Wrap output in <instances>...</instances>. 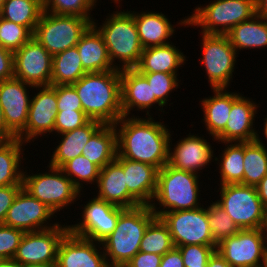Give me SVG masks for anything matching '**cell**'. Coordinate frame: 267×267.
<instances>
[{
	"instance_id": "obj_36",
	"label": "cell",
	"mask_w": 267,
	"mask_h": 267,
	"mask_svg": "<svg viewBox=\"0 0 267 267\" xmlns=\"http://www.w3.org/2000/svg\"><path fill=\"white\" fill-rule=\"evenodd\" d=\"M243 184L256 187L267 175V146L258 140L244 142Z\"/></svg>"
},
{
	"instance_id": "obj_29",
	"label": "cell",
	"mask_w": 267,
	"mask_h": 267,
	"mask_svg": "<svg viewBox=\"0 0 267 267\" xmlns=\"http://www.w3.org/2000/svg\"><path fill=\"white\" fill-rule=\"evenodd\" d=\"M102 125L101 122L90 120L82 127L75 130L62 133L58 136L60 140L57 141L59 145L53 149L50 161L48 164L53 167L61 168L67 161L82 155V149L90 139L91 135Z\"/></svg>"
},
{
	"instance_id": "obj_8",
	"label": "cell",
	"mask_w": 267,
	"mask_h": 267,
	"mask_svg": "<svg viewBox=\"0 0 267 267\" xmlns=\"http://www.w3.org/2000/svg\"><path fill=\"white\" fill-rule=\"evenodd\" d=\"M218 186L216 192H220V199L218 196L215 202L226 211L240 230L265 228L266 210L256 187L241 183Z\"/></svg>"
},
{
	"instance_id": "obj_61",
	"label": "cell",
	"mask_w": 267,
	"mask_h": 267,
	"mask_svg": "<svg viewBox=\"0 0 267 267\" xmlns=\"http://www.w3.org/2000/svg\"><path fill=\"white\" fill-rule=\"evenodd\" d=\"M104 267H117V266H114V265H112V264H106Z\"/></svg>"
},
{
	"instance_id": "obj_35",
	"label": "cell",
	"mask_w": 267,
	"mask_h": 267,
	"mask_svg": "<svg viewBox=\"0 0 267 267\" xmlns=\"http://www.w3.org/2000/svg\"><path fill=\"white\" fill-rule=\"evenodd\" d=\"M1 11V18L27 27L34 33L43 13L42 0H6Z\"/></svg>"
},
{
	"instance_id": "obj_45",
	"label": "cell",
	"mask_w": 267,
	"mask_h": 267,
	"mask_svg": "<svg viewBox=\"0 0 267 267\" xmlns=\"http://www.w3.org/2000/svg\"><path fill=\"white\" fill-rule=\"evenodd\" d=\"M25 232L18 228L0 225V259H12Z\"/></svg>"
},
{
	"instance_id": "obj_3",
	"label": "cell",
	"mask_w": 267,
	"mask_h": 267,
	"mask_svg": "<svg viewBox=\"0 0 267 267\" xmlns=\"http://www.w3.org/2000/svg\"><path fill=\"white\" fill-rule=\"evenodd\" d=\"M201 175L176 169L168 163L158 170L157 190L150 205L156 217L163 213L202 207ZM202 198V199H200ZM159 205V206H158Z\"/></svg>"
},
{
	"instance_id": "obj_21",
	"label": "cell",
	"mask_w": 267,
	"mask_h": 267,
	"mask_svg": "<svg viewBox=\"0 0 267 267\" xmlns=\"http://www.w3.org/2000/svg\"><path fill=\"white\" fill-rule=\"evenodd\" d=\"M120 81L123 116H135V113H131L135 109L137 112H145V115L150 117L153 115L150 113L153 107L158 108L157 111L165 112V108L156 97H152L151 85L136 69L120 70Z\"/></svg>"
},
{
	"instance_id": "obj_1",
	"label": "cell",
	"mask_w": 267,
	"mask_h": 267,
	"mask_svg": "<svg viewBox=\"0 0 267 267\" xmlns=\"http://www.w3.org/2000/svg\"><path fill=\"white\" fill-rule=\"evenodd\" d=\"M161 121L153 116H123L114 124L117 154L161 169L168 163L170 137L174 132Z\"/></svg>"
},
{
	"instance_id": "obj_2",
	"label": "cell",
	"mask_w": 267,
	"mask_h": 267,
	"mask_svg": "<svg viewBox=\"0 0 267 267\" xmlns=\"http://www.w3.org/2000/svg\"><path fill=\"white\" fill-rule=\"evenodd\" d=\"M72 85L91 120L114 125L123 117L120 70L86 73Z\"/></svg>"
},
{
	"instance_id": "obj_32",
	"label": "cell",
	"mask_w": 267,
	"mask_h": 267,
	"mask_svg": "<svg viewBox=\"0 0 267 267\" xmlns=\"http://www.w3.org/2000/svg\"><path fill=\"white\" fill-rule=\"evenodd\" d=\"M117 154V131L114 125L102 124L82 149V155L102 169Z\"/></svg>"
},
{
	"instance_id": "obj_40",
	"label": "cell",
	"mask_w": 267,
	"mask_h": 267,
	"mask_svg": "<svg viewBox=\"0 0 267 267\" xmlns=\"http://www.w3.org/2000/svg\"><path fill=\"white\" fill-rule=\"evenodd\" d=\"M43 10L52 14L92 18L97 0H42Z\"/></svg>"
},
{
	"instance_id": "obj_33",
	"label": "cell",
	"mask_w": 267,
	"mask_h": 267,
	"mask_svg": "<svg viewBox=\"0 0 267 267\" xmlns=\"http://www.w3.org/2000/svg\"><path fill=\"white\" fill-rule=\"evenodd\" d=\"M224 143L221 154L214 155V162L218 165L220 184H243L244 178V142H216ZM219 156V158H218ZM221 160V161H220Z\"/></svg>"
},
{
	"instance_id": "obj_56",
	"label": "cell",
	"mask_w": 267,
	"mask_h": 267,
	"mask_svg": "<svg viewBox=\"0 0 267 267\" xmlns=\"http://www.w3.org/2000/svg\"><path fill=\"white\" fill-rule=\"evenodd\" d=\"M263 121L265 122H263L264 123L263 129H261L263 132L261 134L262 136L264 135L266 143L260 138L261 136L259 134L257 140L267 146V115L265 116V118H263Z\"/></svg>"
},
{
	"instance_id": "obj_58",
	"label": "cell",
	"mask_w": 267,
	"mask_h": 267,
	"mask_svg": "<svg viewBox=\"0 0 267 267\" xmlns=\"http://www.w3.org/2000/svg\"><path fill=\"white\" fill-rule=\"evenodd\" d=\"M260 267H267V253L264 256V258L260 264Z\"/></svg>"
},
{
	"instance_id": "obj_57",
	"label": "cell",
	"mask_w": 267,
	"mask_h": 267,
	"mask_svg": "<svg viewBox=\"0 0 267 267\" xmlns=\"http://www.w3.org/2000/svg\"><path fill=\"white\" fill-rule=\"evenodd\" d=\"M23 267H57L56 264H29Z\"/></svg>"
},
{
	"instance_id": "obj_44",
	"label": "cell",
	"mask_w": 267,
	"mask_h": 267,
	"mask_svg": "<svg viewBox=\"0 0 267 267\" xmlns=\"http://www.w3.org/2000/svg\"><path fill=\"white\" fill-rule=\"evenodd\" d=\"M91 119L84 111H57L54 133H66L87 124Z\"/></svg>"
},
{
	"instance_id": "obj_53",
	"label": "cell",
	"mask_w": 267,
	"mask_h": 267,
	"mask_svg": "<svg viewBox=\"0 0 267 267\" xmlns=\"http://www.w3.org/2000/svg\"><path fill=\"white\" fill-rule=\"evenodd\" d=\"M258 196L263 203L265 210L267 211V175L256 186Z\"/></svg>"
},
{
	"instance_id": "obj_41",
	"label": "cell",
	"mask_w": 267,
	"mask_h": 267,
	"mask_svg": "<svg viewBox=\"0 0 267 267\" xmlns=\"http://www.w3.org/2000/svg\"><path fill=\"white\" fill-rule=\"evenodd\" d=\"M152 89V97H156V100L164 107H167L168 102L170 101V95L172 91L178 87L181 82V79H178L179 74H167L163 72L155 73H141ZM169 98V99H168Z\"/></svg>"
},
{
	"instance_id": "obj_42",
	"label": "cell",
	"mask_w": 267,
	"mask_h": 267,
	"mask_svg": "<svg viewBox=\"0 0 267 267\" xmlns=\"http://www.w3.org/2000/svg\"><path fill=\"white\" fill-rule=\"evenodd\" d=\"M32 37L27 27L0 18V46L6 50L14 53Z\"/></svg>"
},
{
	"instance_id": "obj_28",
	"label": "cell",
	"mask_w": 267,
	"mask_h": 267,
	"mask_svg": "<svg viewBox=\"0 0 267 267\" xmlns=\"http://www.w3.org/2000/svg\"><path fill=\"white\" fill-rule=\"evenodd\" d=\"M82 66L87 73L115 70L104 39L98 29L91 24L76 45Z\"/></svg>"
},
{
	"instance_id": "obj_31",
	"label": "cell",
	"mask_w": 267,
	"mask_h": 267,
	"mask_svg": "<svg viewBox=\"0 0 267 267\" xmlns=\"http://www.w3.org/2000/svg\"><path fill=\"white\" fill-rule=\"evenodd\" d=\"M26 145L19 138L0 141V186L23 185Z\"/></svg>"
},
{
	"instance_id": "obj_6",
	"label": "cell",
	"mask_w": 267,
	"mask_h": 267,
	"mask_svg": "<svg viewBox=\"0 0 267 267\" xmlns=\"http://www.w3.org/2000/svg\"><path fill=\"white\" fill-rule=\"evenodd\" d=\"M191 14L186 28L196 26L203 34L225 35L256 14V0H213L204 6L199 4Z\"/></svg>"
},
{
	"instance_id": "obj_54",
	"label": "cell",
	"mask_w": 267,
	"mask_h": 267,
	"mask_svg": "<svg viewBox=\"0 0 267 267\" xmlns=\"http://www.w3.org/2000/svg\"><path fill=\"white\" fill-rule=\"evenodd\" d=\"M256 14L267 20V0H256Z\"/></svg>"
},
{
	"instance_id": "obj_12",
	"label": "cell",
	"mask_w": 267,
	"mask_h": 267,
	"mask_svg": "<svg viewBox=\"0 0 267 267\" xmlns=\"http://www.w3.org/2000/svg\"><path fill=\"white\" fill-rule=\"evenodd\" d=\"M232 267H260L267 253V233L262 229H243L221 240L216 247Z\"/></svg>"
},
{
	"instance_id": "obj_7",
	"label": "cell",
	"mask_w": 267,
	"mask_h": 267,
	"mask_svg": "<svg viewBox=\"0 0 267 267\" xmlns=\"http://www.w3.org/2000/svg\"><path fill=\"white\" fill-rule=\"evenodd\" d=\"M46 167L48 169L44 173L36 172L35 174L32 170L27 172L28 170L25 167L22 184L27 192L57 215L62 209L64 211L65 208L68 209L69 206L76 204V201L82 199L81 195L85 194L74 186L71 179L64 174L61 168L49 164Z\"/></svg>"
},
{
	"instance_id": "obj_30",
	"label": "cell",
	"mask_w": 267,
	"mask_h": 267,
	"mask_svg": "<svg viewBox=\"0 0 267 267\" xmlns=\"http://www.w3.org/2000/svg\"><path fill=\"white\" fill-rule=\"evenodd\" d=\"M232 47L239 51L267 48V20L255 14L251 19L232 27L225 34Z\"/></svg>"
},
{
	"instance_id": "obj_50",
	"label": "cell",
	"mask_w": 267,
	"mask_h": 267,
	"mask_svg": "<svg viewBox=\"0 0 267 267\" xmlns=\"http://www.w3.org/2000/svg\"><path fill=\"white\" fill-rule=\"evenodd\" d=\"M161 267H185L178 247H173L162 256Z\"/></svg>"
},
{
	"instance_id": "obj_23",
	"label": "cell",
	"mask_w": 267,
	"mask_h": 267,
	"mask_svg": "<svg viewBox=\"0 0 267 267\" xmlns=\"http://www.w3.org/2000/svg\"><path fill=\"white\" fill-rule=\"evenodd\" d=\"M132 16L143 49L171 43L170 39L175 35L176 27L186 28L188 23V16H186L172 25L167 14L151 10L137 12L133 9Z\"/></svg>"
},
{
	"instance_id": "obj_26",
	"label": "cell",
	"mask_w": 267,
	"mask_h": 267,
	"mask_svg": "<svg viewBox=\"0 0 267 267\" xmlns=\"http://www.w3.org/2000/svg\"><path fill=\"white\" fill-rule=\"evenodd\" d=\"M178 48L173 42L145 48L134 69L139 73L179 74L178 70L188 61V57Z\"/></svg>"
},
{
	"instance_id": "obj_48",
	"label": "cell",
	"mask_w": 267,
	"mask_h": 267,
	"mask_svg": "<svg viewBox=\"0 0 267 267\" xmlns=\"http://www.w3.org/2000/svg\"><path fill=\"white\" fill-rule=\"evenodd\" d=\"M161 260V255L139 251L124 267H156Z\"/></svg>"
},
{
	"instance_id": "obj_5",
	"label": "cell",
	"mask_w": 267,
	"mask_h": 267,
	"mask_svg": "<svg viewBox=\"0 0 267 267\" xmlns=\"http://www.w3.org/2000/svg\"><path fill=\"white\" fill-rule=\"evenodd\" d=\"M155 217L148 205L125 209L113 232L101 242L106 263L124 267L140 251L144 232Z\"/></svg>"
},
{
	"instance_id": "obj_11",
	"label": "cell",
	"mask_w": 267,
	"mask_h": 267,
	"mask_svg": "<svg viewBox=\"0 0 267 267\" xmlns=\"http://www.w3.org/2000/svg\"><path fill=\"white\" fill-rule=\"evenodd\" d=\"M160 218L168 227L174 247L183 245H217L208 224L207 208L163 213Z\"/></svg>"
},
{
	"instance_id": "obj_38",
	"label": "cell",
	"mask_w": 267,
	"mask_h": 267,
	"mask_svg": "<svg viewBox=\"0 0 267 267\" xmlns=\"http://www.w3.org/2000/svg\"><path fill=\"white\" fill-rule=\"evenodd\" d=\"M61 169L80 192H85L83 191L85 190L84 185L87 186L89 184L90 187L91 183V185L93 184L95 186L101 170L96 164L92 163L83 155H79L67 161Z\"/></svg>"
},
{
	"instance_id": "obj_14",
	"label": "cell",
	"mask_w": 267,
	"mask_h": 267,
	"mask_svg": "<svg viewBox=\"0 0 267 267\" xmlns=\"http://www.w3.org/2000/svg\"><path fill=\"white\" fill-rule=\"evenodd\" d=\"M65 224L60 221L49 229L25 232L13 259L23 266L56 264L59 243L69 231V224Z\"/></svg>"
},
{
	"instance_id": "obj_17",
	"label": "cell",
	"mask_w": 267,
	"mask_h": 267,
	"mask_svg": "<svg viewBox=\"0 0 267 267\" xmlns=\"http://www.w3.org/2000/svg\"><path fill=\"white\" fill-rule=\"evenodd\" d=\"M52 55L33 37L13 53L14 78L32 86L51 85Z\"/></svg>"
},
{
	"instance_id": "obj_34",
	"label": "cell",
	"mask_w": 267,
	"mask_h": 267,
	"mask_svg": "<svg viewBox=\"0 0 267 267\" xmlns=\"http://www.w3.org/2000/svg\"><path fill=\"white\" fill-rule=\"evenodd\" d=\"M86 73L76 46L53 55L51 85H72Z\"/></svg>"
},
{
	"instance_id": "obj_49",
	"label": "cell",
	"mask_w": 267,
	"mask_h": 267,
	"mask_svg": "<svg viewBox=\"0 0 267 267\" xmlns=\"http://www.w3.org/2000/svg\"><path fill=\"white\" fill-rule=\"evenodd\" d=\"M14 78L13 53L0 46V82Z\"/></svg>"
},
{
	"instance_id": "obj_39",
	"label": "cell",
	"mask_w": 267,
	"mask_h": 267,
	"mask_svg": "<svg viewBox=\"0 0 267 267\" xmlns=\"http://www.w3.org/2000/svg\"><path fill=\"white\" fill-rule=\"evenodd\" d=\"M211 202L206 205L208 224L213 239L218 244L221 240L235 235L240 229L219 204L212 200Z\"/></svg>"
},
{
	"instance_id": "obj_9",
	"label": "cell",
	"mask_w": 267,
	"mask_h": 267,
	"mask_svg": "<svg viewBox=\"0 0 267 267\" xmlns=\"http://www.w3.org/2000/svg\"><path fill=\"white\" fill-rule=\"evenodd\" d=\"M93 20L94 18L59 15L43 11L33 38L53 56L76 46Z\"/></svg>"
},
{
	"instance_id": "obj_47",
	"label": "cell",
	"mask_w": 267,
	"mask_h": 267,
	"mask_svg": "<svg viewBox=\"0 0 267 267\" xmlns=\"http://www.w3.org/2000/svg\"><path fill=\"white\" fill-rule=\"evenodd\" d=\"M23 185L0 186V225L3 224L8 209Z\"/></svg>"
},
{
	"instance_id": "obj_55",
	"label": "cell",
	"mask_w": 267,
	"mask_h": 267,
	"mask_svg": "<svg viewBox=\"0 0 267 267\" xmlns=\"http://www.w3.org/2000/svg\"><path fill=\"white\" fill-rule=\"evenodd\" d=\"M0 267H23L19 262L12 259H0Z\"/></svg>"
},
{
	"instance_id": "obj_25",
	"label": "cell",
	"mask_w": 267,
	"mask_h": 267,
	"mask_svg": "<svg viewBox=\"0 0 267 267\" xmlns=\"http://www.w3.org/2000/svg\"><path fill=\"white\" fill-rule=\"evenodd\" d=\"M122 165L128 192L141 204L150 206L157 190L158 169L152 165L133 161L116 154Z\"/></svg>"
},
{
	"instance_id": "obj_16",
	"label": "cell",
	"mask_w": 267,
	"mask_h": 267,
	"mask_svg": "<svg viewBox=\"0 0 267 267\" xmlns=\"http://www.w3.org/2000/svg\"><path fill=\"white\" fill-rule=\"evenodd\" d=\"M53 217L57 218L49 207L22 187L8 209L3 225L24 232L39 231L56 226L58 221L54 223Z\"/></svg>"
},
{
	"instance_id": "obj_27",
	"label": "cell",
	"mask_w": 267,
	"mask_h": 267,
	"mask_svg": "<svg viewBox=\"0 0 267 267\" xmlns=\"http://www.w3.org/2000/svg\"><path fill=\"white\" fill-rule=\"evenodd\" d=\"M214 95L201 98V109L204 124L209 136L217 142L216 138L225 130L232 107V92L228 88L212 89Z\"/></svg>"
},
{
	"instance_id": "obj_51",
	"label": "cell",
	"mask_w": 267,
	"mask_h": 267,
	"mask_svg": "<svg viewBox=\"0 0 267 267\" xmlns=\"http://www.w3.org/2000/svg\"><path fill=\"white\" fill-rule=\"evenodd\" d=\"M17 138L6 126L3 110L0 106V141H8Z\"/></svg>"
},
{
	"instance_id": "obj_20",
	"label": "cell",
	"mask_w": 267,
	"mask_h": 267,
	"mask_svg": "<svg viewBox=\"0 0 267 267\" xmlns=\"http://www.w3.org/2000/svg\"><path fill=\"white\" fill-rule=\"evenodd\" d=\"M34 86L12 78L0 82V106L7 128L17 137L26 127Z\"/></svg>"
},
{
	"instance_id": "obj_4",
	"label": "cell",
	"mask_w": 267,
	"mask_h": 267,
	"mask_svg": "<svg viewBox=\"0 0 267 267\" xmlns=\"http://www.w3.org/2000/svg\"><path fill=\"white\" fill-rule=\"evenodd\" d=\"M122 6L116 5L117 11L106 15L102 25L98 20L92 21L104 39L113 66L118 70L135 68L143 51L132 10L119 11Z\"/></svg>"
},
{
	"instance_id": "obj_13",
	"label": "cell",
	"mask_w": 267,
	"mask_h": 267,
	"mask_svg": "<svg viewBox=\"0 0 267 267\" xmlns=\"http://www.w3.org/2000/svg\"><path fill=\"white\" fill-rule=\"evenodd\" d=\"M85 204H81V219L78 223L70 224L69 231L79 237H83L101 243L116 227L119 215L125 210L101 200L93 195ZM84 205V206H83ZM83 206V207H82Z\"/></svg>"
},
{
	"instance_id": "obj_60",
	"label": "cell",
	"mask_w": 267,
	"mask_h": 267,
	"mask_svg": "<svg viewBox=\"0 0 267 267\" xmlns=\"http://www.w3.org/2000/svg\"><path fill=\"white\" fill-rule=\"evenodd\" d=\"M6 0H0V10L2 9L3 7V4L5 3Z\"/></svg>"
},
{
	"instance_id": "obj_22",
	"label": "cell",
	"mask_w": 267,
	"mask_h": 267,
	"mask_svg": "<svg viewBox=\"0 0 267 267\" xmlns=\"http://www.w3.org/2000/svg\"><path fill=\"white\" fill-rule=\"evenodd\" d=\"M106 258L101 243L68 231L57 251V267H104Z\"/></svg>"
},
{
	"instance_id": "obj_18",
	"label": "cell",
	"mask_w": 267,
	"mask_h": 267,
	"mask_svg": "<svg viewBox=\"0 0 267 267\" xmlns=\"http://www.w3.org/2000/svg\"><path fill=\"white\" fill-rule=\"evenodd\" d=\"M172 139L170 137L168 160L170 166L200 175L203 174L204 168H208L210 163L214 162V146H211L209 138L205 139L204 135L189 132L186 137L179 138L175 145H172Z\"/></svg>"
},
{
	"instance_id": "obj_10",
	"label": "cell",
	"mask_w": 267,
	"mask_h": 267,
	"mask_svg": "<svg viewBox=\"0 0 267 267\" xmlns=\"http://www.w3.org/2000/svg\"><path fill=\"white\" fill-rule=\"evenodd\" d=\"M201 34L200 48L202 57L198 59L211 89L231 86L237 64L238 54L226 35Z\"/></svg>"
},
{
	"instance_id": "obj_59",
	"label": "cell",
	"mask_w": 267,
	"mask_h": 267,
	"mask_svg": "<svg viewBox=\"0 0 267 267\" xmlns=\"http://www.w3.org/2000/svg\"><path fill=\"white\" fill-rule=\"evenodd\" d=\"M111 1H112L111 3L114 2V4L121 5L122 3H120V2H122L123 0H111Z\"/></svg>"
},
{
	"instance_id": "obj_37",
	"label": "cell",
	"mask_w": 267,
	"mask_h": 267,
	"mask_svg": "<svg viewBox=\"0 0 267 267\" xmlns=\"http://www.w3.org/2000/svg\"><path fill=\"white\" fill-rule=\"evenodd\" d=\"M174 247L171 234L160 217H155L146 228L139 250L163 256Z\"/></svg>"
},
{
	"instance_id": "obj_24",
	"label": "cell",
	"mask_w": 267,
	"mask_h": 267,
	"mask_svg": "<svg viewBox=\"0 0 267 267\" xmlns=\"http://www.w3.org/2000/svg\"><path fill=\"white\" fill-rule=\"evenodd\" d=\"M95 196L115 206L128 209L141 204L128 192L122 165L114 159L101 170ZM99 190V191H98Z\"/></svg>"
},
{
	"instance_id": "obj_19",
	"label": "cell",
	"mask_w": 267,
	"mask_h": 267,
	"mask_svg": "<svg viewBox=\"0 0 267 267\" xmlns=\"http://www.w3.org/2000/svg\"><path fill=\"white\" fill-rule=\"evenodd\" d=\"M255 99L232 92V107L225 130L216 138L217 142H250L257 140L261 131L256 130L255 117L260 104Z\"/></svg>"
},
{
	"instance_id": "obj_43",
	"label": "cell",
	"mask_w": 267,
	"mask_h": 267,
	"mask_svg": "<svg viewBox=\"0 0 267 267\" xmlns=\"http://www.w3.org/2000/svg\"><path fill=\"white\" fill-rule=\"evenodd\" d=\"M217 245H183L178 246L185 267L207 266L208 260Z\"/></svg>"
},
{
	"instance_id": "obj_52",
	"label": "cell",
	"mask_w": 267,
	"mask_h": 267,
	"mask_svg": "<svg viewBox=\"0 0 267 267\" xmlns=\"http://www.w3.org/2000/svg\"><path fill=\"white\" fill-rule=\"evenodd\" d=\"M207 267H232L221 255L215 250L210 256Z\"/></svg>"
},
{
	"instance_id": "obj_62",
	"label": "cell",
	"mask_w": 267,
	"mask_h": 267,
	"mask_svg": "<svg viewBox=\"0 0 267 267\" xmlns=\"http://www.w3.org/2000/svg\"><path fill=\"white\" fill-rule=\"evenodd\" d=\"M264 229L266 230V233H267V211H266V225Z\"/></svg>"
},
{
	"instance_id": "obj_15",
	"label": "cell",
	"mask_w": 267,
	"mask_h": 267,
	"mask_svg": "<svg viewBox=\"0 0 267 267\" xmlns=\"http://www.w3.org/2000/svg\"><path fill=\"white\" fill-rule=\"evenodd\" d=\"M31 93L28 118L25 129L17 136L23 143L31 144L38 137L46 138L54 133L57 115V96L55 85L35 86ZM31 142V143H30Z\"/></svg>"
},
{
	"instance_id": "obj_46",
	"label": "cell",
	"mask_w": 267,
	"mask_h": 267,
	"mask_svg": "<svg viewBox=\"0 0 267 267\" xmlns=\"http://www.w3.org/2000/svg\"><path fill=\"white\" fill-rule=\"evenodd\" d=\"M58 111H83L77 91L73 85H55Z\"/></svg>"
}]
</instances>
